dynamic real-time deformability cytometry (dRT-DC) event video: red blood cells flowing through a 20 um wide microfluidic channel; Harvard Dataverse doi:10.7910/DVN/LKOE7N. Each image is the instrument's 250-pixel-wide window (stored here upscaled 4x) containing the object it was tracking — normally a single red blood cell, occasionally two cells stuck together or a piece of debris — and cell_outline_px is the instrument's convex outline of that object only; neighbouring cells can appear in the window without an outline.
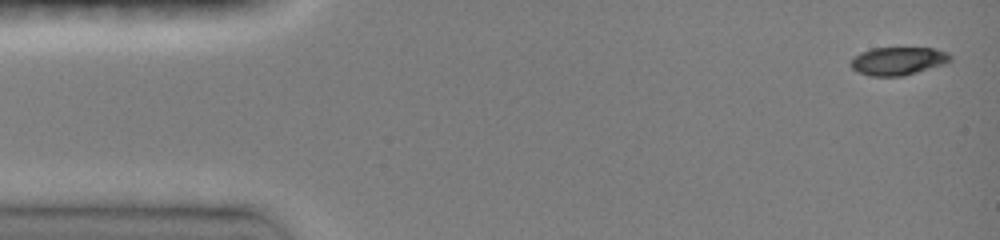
{"species": "common noctule bat (a hibernating species)", "species_latin": "Nyctalus noctula", "temperature_condition": "room temperature", "stored_images_in_passage": 34, "camera_frame_rate_fps": 3000, "um_per_image_px": 0.085, "animal": {"sex": "female", "body_mass_g": 19.0, "forearm_length_mm": 51.5}, "frame": {"image": 1, "passage_image": 1, "time_ms": 0.0, "image_size_px": [1000, 240], "cell_outline_px": [[952, 60], [944, 64], [904, 76], [868, 76], [856, 72], [848, 64], [852, 56], [860, 52], [872, 48], [932, 48], [948, 52], [952, 56]], "centroid_in_image_um": [76.28, 5.19], "position_along_channel_um": 8.7, "area_um2": 16.59}}
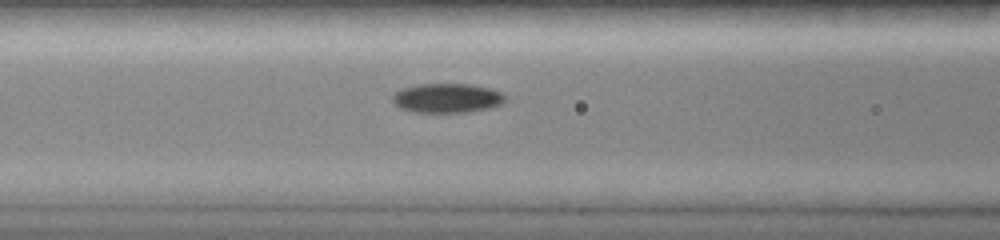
{"frame": {"image": 2, "passage_image": 17, "time_ms": 5.667, "image_size_px": [1000, 240], "cell_outline_px": [[504, 104], [488, 108], [468, 112], [412, 112], [400, 108], [392, 104], [392, 92], [416, 84], [468, 84], [492, 88], [500, 92], [504, 96]], "centroid_in_image_um": [37.95, 8.34], "position_along_channel_um": 128.6, "area_um2": 19.48}}
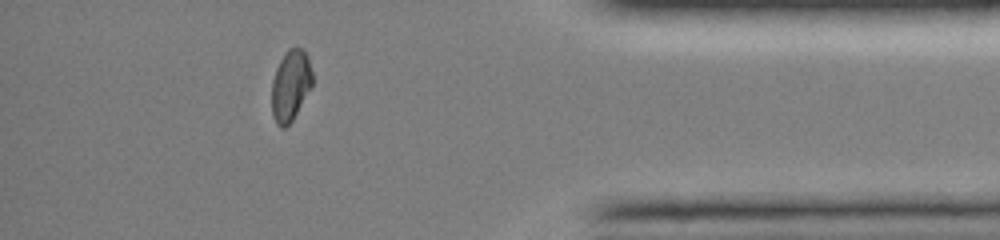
{"frame": {"image": 3, "passage_image": 29, "time_ms": 13.0, "image_size_px": [1000, 240], "cell_outline_px": [[312, 84], [292, 120], [284, 128], [280, 128], [276, 124], [272, 116], [272, 80], [276, 68], [280, 60], [288, 48], [304, 48], [308, 56], [312, 72]], "centroid_in_image_um": [24.68, 7.24], "position_along_channel_um": 410.5, "area_um2": 16.7}, "authors_computed_cell_mechanics": {"area_um2": 18.0047, "velocity_mm_per_s": 4.1341, "shape_relaxation_time_tau1_ms": 6.231, "shape_relaxation_time_tau2_ms": 3.0974, "deformation_change_tau1": 0.1635, "deformation_change_tau2": 0.057}}